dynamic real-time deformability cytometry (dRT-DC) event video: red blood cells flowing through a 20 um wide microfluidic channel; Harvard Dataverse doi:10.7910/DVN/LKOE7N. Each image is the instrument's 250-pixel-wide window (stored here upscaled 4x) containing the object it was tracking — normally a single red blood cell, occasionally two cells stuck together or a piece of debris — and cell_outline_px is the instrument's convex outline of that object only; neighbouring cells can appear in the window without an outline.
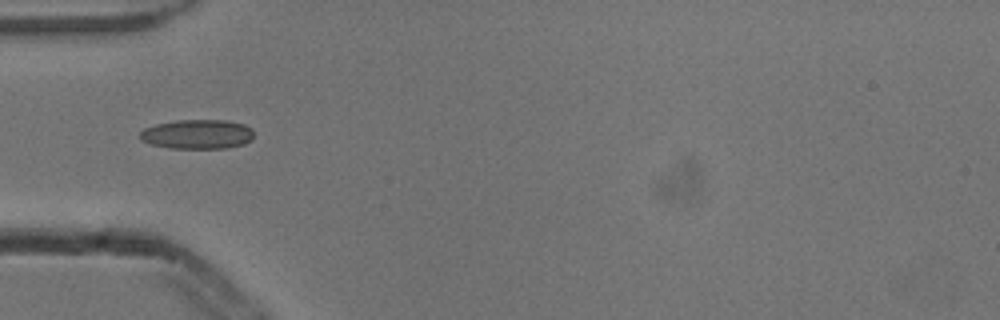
{"species": "common noctule bat (a hibernating species)", "species_latin": "Nyctalus noctula", "temperature_condition": "cold", "stored_images_in_passage": 4, "camera_frame_rate_fps": 3000, "um_per_image_px": 0.085, "animal": {"sex": "male", "body_mass_g": 13.3}, "frame": {"image": 1, "passage_image": 1, "time_ms": 0.0, "image_size_px": [1000, 320], "cell_outline_px": [[252, 140], [244, 144], [224, 148], [172, 148], [152, 144], [140, 140], [140, 132], [144, 128], [156, 124], [176, 120], [224, 120], [244, 124], [252, 128]], "centroid_in_image_um": [16.78, 11.4], "position_along_channel_um": 68.2, "area_um2": 19.48}}
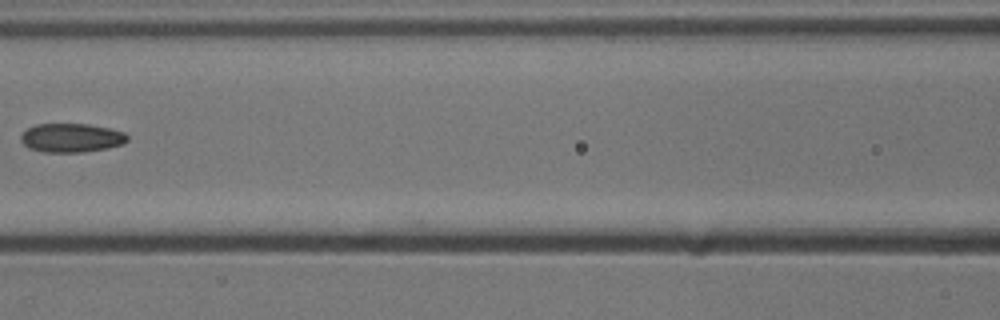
{"frame": {"image": 2, "passage_image": 3, "time_ms": 0.667, "image_size_px": [1000, 320], "cell_outline_px": [[128, 140], [124, 144], [108, 148], [80, 152], [44, 152], [28, 148], [20, 140], [20, 136], [28, 128], [36, 124], [88, 124], [108, 128], [124, 132], [128, 136]], "centroid_in_image_um": [6.07, 11.72], "position_along_channel_um": 160.5, "area_um2": 17.92}}
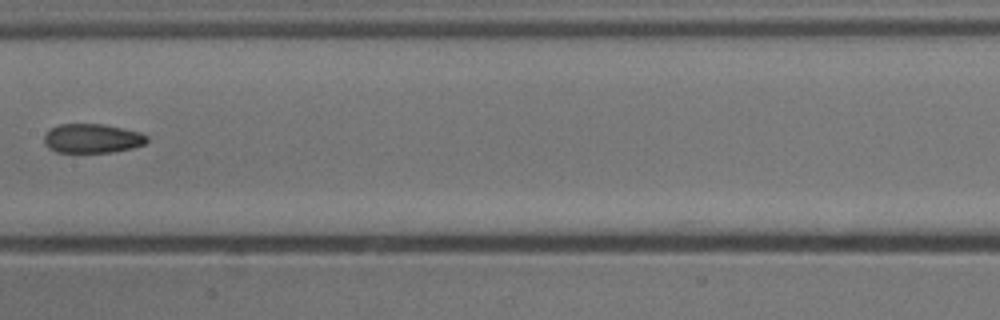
{"frame": {"image": 3, "passage_image": 4, "time_ms": 1.0, "image_size_px": [1000, 320], "cell_outline_px": [[148, 140], [144, 144], [132, 148], [112, 152], [56, 152], [48, 148], [44, 144], [44, 136], [52, 128], [60, 124], [104, 124], [124, 128], [140, 132], [148, 136]], "centroid_in_image_um": [7.85, 11.76], "position_along_channel_um": 199.5, "area_um2": 17.51}}